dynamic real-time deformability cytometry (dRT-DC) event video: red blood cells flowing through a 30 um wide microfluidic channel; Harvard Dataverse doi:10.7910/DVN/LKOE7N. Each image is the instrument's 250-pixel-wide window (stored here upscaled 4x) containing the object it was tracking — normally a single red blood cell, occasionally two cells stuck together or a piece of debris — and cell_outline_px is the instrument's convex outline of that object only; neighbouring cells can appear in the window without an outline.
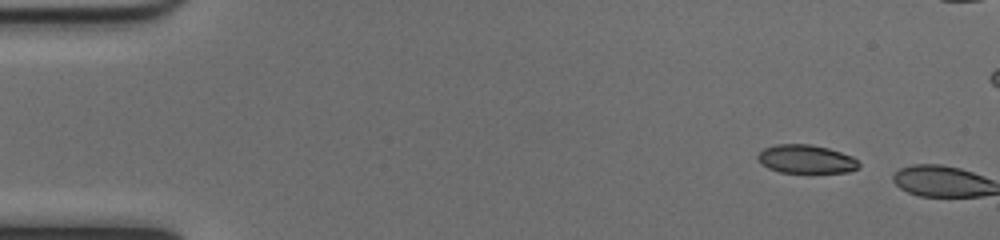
{"species": "common noctule bat (a hibernating species)", "species_latin": "Nyctalus noctula", "temperature_condition": "cold", "stored_images_in_passage": 2, "camera_frame_rate_fps": 3000, "um_per_image_px": 0.085, "animal": {"sex": "female", "body_mass_g": 17.0, "forearm_length_mm": 48.0}, "frame": {"image": 1, "passage_image": 1, "time_ms": 0.0, "image_size_px": [1000, 240], "cell_outline_px": [[860, 164], [856, 168], [848, 172], [780, 172], [768, 168], [756, 156], [764, 148], [776, 144], [808, 144], [828, 148], [852, 156]], "centroid_in_image_um": [68.51, 13.51], "position_along_channel_um": 16.5, "area_um2": 16.47}}